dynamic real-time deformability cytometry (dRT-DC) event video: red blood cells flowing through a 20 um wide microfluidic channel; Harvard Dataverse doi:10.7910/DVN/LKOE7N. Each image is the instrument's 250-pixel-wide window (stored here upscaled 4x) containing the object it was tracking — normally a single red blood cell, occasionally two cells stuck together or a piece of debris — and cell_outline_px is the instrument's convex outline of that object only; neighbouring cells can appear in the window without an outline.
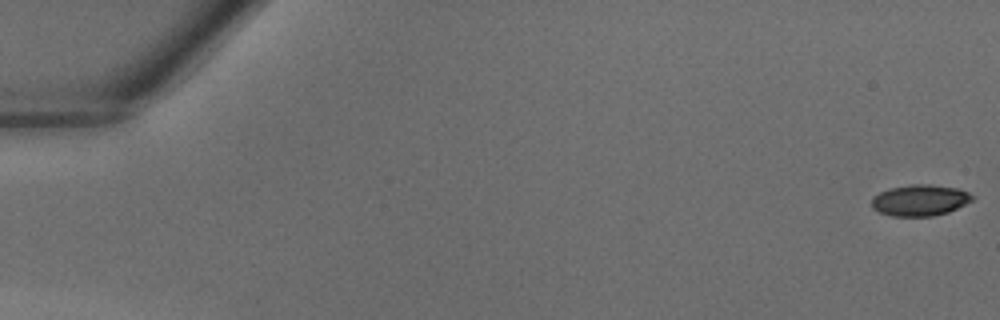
{"species": "common noctule bat (a hibernating species)", "species_latin": "Nyctalus noctula", "temperature_condition": "warm", "stored_images_in_passage": 41, "camera_frame_rate_fps": 3000, "um_per_image_px": 0.085, "animal": {"sex": "male", "body_mass_g": 18.8}, "frame": {"image": 1, "passage_image": 1, "time_ms": 0.0, "image_size_px": [1000, 320], "cell_outline_px": [[976, 196], [972, 200], [948, 212], [932, 216], [892, 216], [880, 212], [872, 208], [872, 196], [880, 192], [892, 188], [912, 184], [928, 184], [956, 188], [968, 192]], "centroid_in_image_um": [78.19, 17.02], "position_along_channel_um": 6.8, "area_um2": 18.15}}
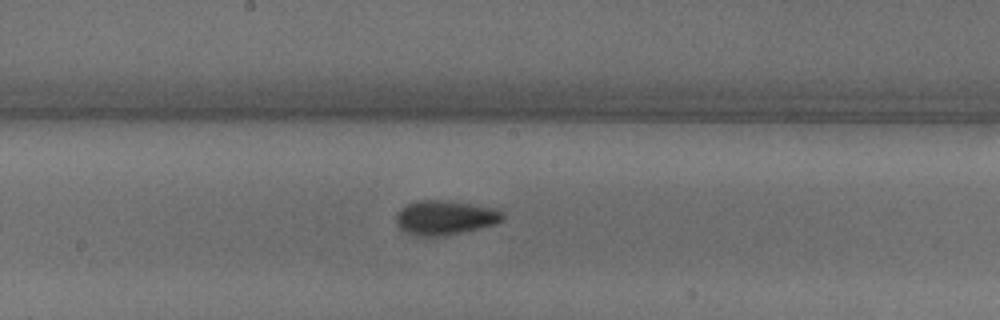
{"frame": {"image": 2, "passage_image": 23, "time_ms": 7.333, "image_size_px": [1000, 320], "cell_outline_px": [[504, 220], [496, 224], [444, 236], [416, 236], [400, 228], [396, 224], [396, 212], [400, 208], [408, 204], [420, 200], [444, 200], [492, 208], [504, 212]], "centroid_in_image_um": [37.81, 18.5], "position_along_channel_um": 210.4, "area_um2": 21.21}}
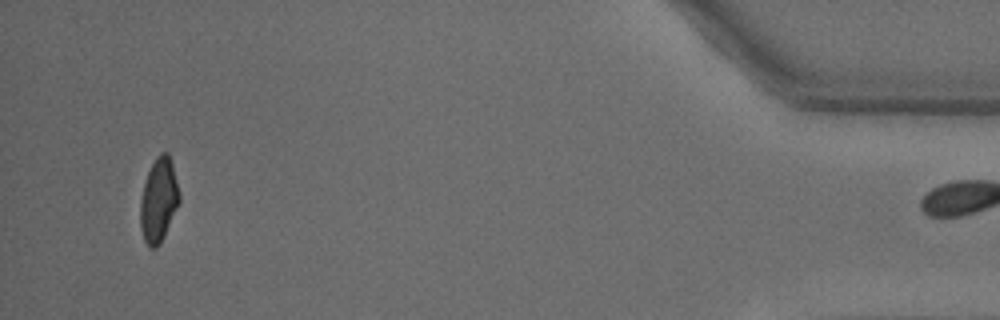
{"frame": {"image": 3, "passage_image": 40, "time_ms": 13.0, "image_size_px": [1000, 320], "cell_outline_px": [[180, 200], [164, 236], [160, 244], [156, 248], [148, 248], [144, 240], [140, 228], [140, 200], [144, 184], [148, 172], [156, 156], [160, 152], [168, 152], [172, 164], [180, 196]], "centroid_in_image_um": [13.47, 17.03], "position_along_channel_um": 421.7, "area_um2": 19.02}}